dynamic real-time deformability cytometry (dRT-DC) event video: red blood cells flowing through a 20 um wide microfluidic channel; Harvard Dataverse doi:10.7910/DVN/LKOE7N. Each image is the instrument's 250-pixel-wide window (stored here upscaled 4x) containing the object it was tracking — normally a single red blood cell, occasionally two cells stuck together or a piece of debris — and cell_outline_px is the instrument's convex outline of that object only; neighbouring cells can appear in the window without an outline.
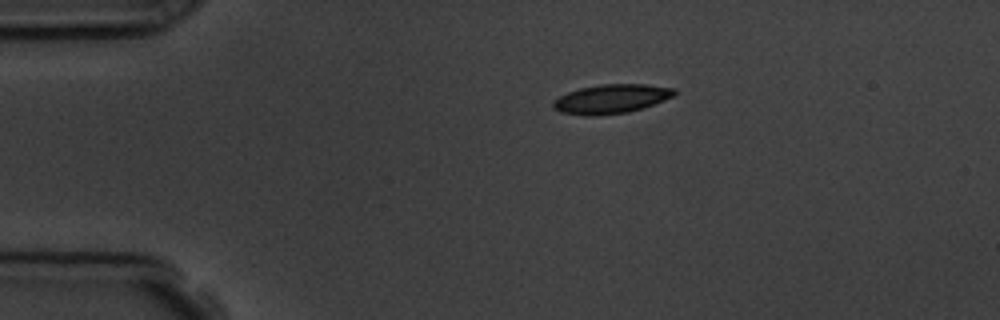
{"species": "common noctule bat (a hibernating species)", "species_latin": "Nyctalus noctula", "temperature_condition": "room temperature", "stored_images_in_passage": 3, "camera_frame_rate_fps": 3000, "um_per_image_px": 0.085, "animal": {"sex": "male", "body_mass_g": 19.5, "forearm_length_mm": 54.6}, "frame": {"image": 1, "passage_image": 1, "time_ms": 0.0, "image_size_px": [1000, 320], "cell_outline_px": [[676, 92], [672, 96], [664, 100], [644, 108], [628, 112], [592, 116], [588, 116], [560, 112], [552, 108], [552, 100], [568, 92], [580, 88], [600, 84], [648, 84], [676, 88]], "centroid_in_image_um": [51.94, 8.4], "position_along_channel_um": 33.1, "area_um2": 20.69}}
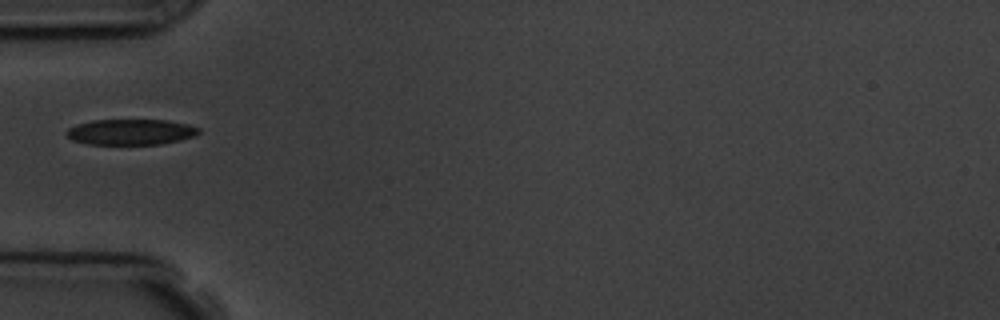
{"frame": {"image": 2, "passage_image": 3, "time_ms": 2.333, "image_size_px": [1000, 320], "cell_outline_px": [[200, 132], [196, 136], [180, 140], [160, 144], [88, 144], [72, 140], [64, 132], [68, 128], [76, 124], [92, 120], [168, 120], [188, 124], [200, 128]], "centroid_in_image_um": [11.12, 11.21], "position_along_channel_um": 73.9, "area_um2": 19.94}}